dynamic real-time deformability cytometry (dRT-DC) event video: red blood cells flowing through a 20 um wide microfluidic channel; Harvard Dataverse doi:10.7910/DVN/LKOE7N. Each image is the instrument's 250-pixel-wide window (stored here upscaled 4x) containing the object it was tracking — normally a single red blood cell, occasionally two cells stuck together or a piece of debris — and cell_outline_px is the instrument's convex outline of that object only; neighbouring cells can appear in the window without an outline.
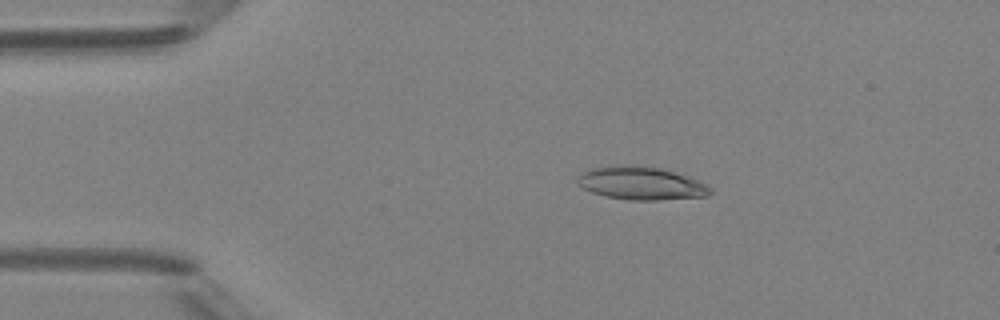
{"species": "Egyptian fruit bat (a non-hibernating species)", "species_latin": "Rousettus aegyptiacus", "temperature_condition": "room temperature", "stored_images_in_passage": 49, "camera_frame_rate_fps": 3000, "um_per_image_px": 0.085, "animal": {"sex": "female"}, "frame": {"image": 1, "passage_image": 10, "time_ms": 3.0, "image_size_px": [1000, 320], "cell_outline_px": [[708, 192], [700, 196], [612, 196], [596, 192], [588, 188], [588, 172], [604, 168], [648, 168], [668, 172], [680, 176], [704, 188]], "centroid_in_image_um": [54.52, 15.57], "position_along_channel_um": 30.5, "area_um2": 19.48}}
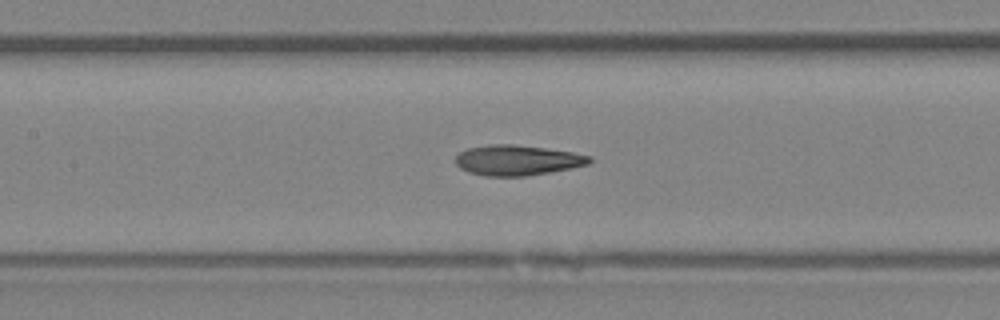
{"frame": {"image": 2, "passage_image": 23, "time_ms": 7.333, "image_size_px": [1000, 320], "cell_outline_px": [[592, 160], [584, 164], [544, 172], [516, 176], [496, 176], [472, 172], [464, 168], [456, 160], [456, 156], [460, 152], [472, 148], [540, 148], [568, 152], [588, 156]], "centroid_in_image_um": [43.98, 13.67], "position_along_channel_um": 163.4, "area_um2": 20.69}}
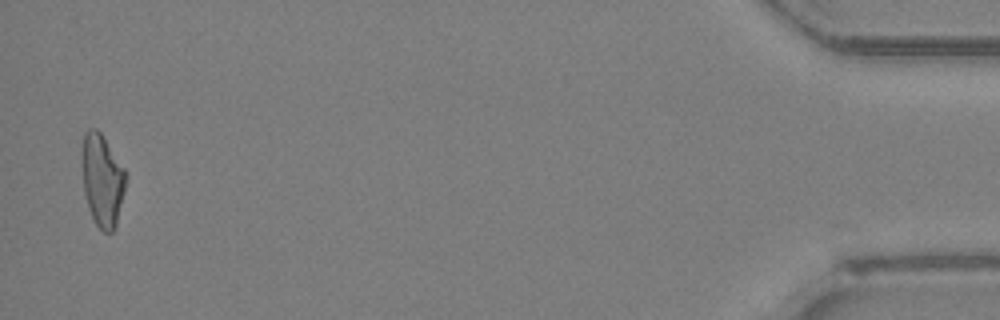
{"frame": {"image": 3, "passage_image": 48, "time_ms": 15.667, "image_size_px": [1000, 320], "cell_outline_px": [[124, 188], [116, 220], [112, 232], [104, 232], [96, 224], [92, 216], [88, 204], [84, 184], [84, 136], [88, 132], [100, 132], [124, 172]], "centroid_in_image_um": [8.7, 15.4], "position_along_channel_um": 426.5, "area_um2": 21.27}, "authors_computed_cell_mechanics": {"area_um2": 21.1548, "velocity_mm_per_s": 4.2869, "shape_relaxation_time_tau1_ms": null, "shape_relaxation_time_tau2_ms": 1.9929, "deformation_change_tau1": null, "deformation_change_tau2": 0.1003}}